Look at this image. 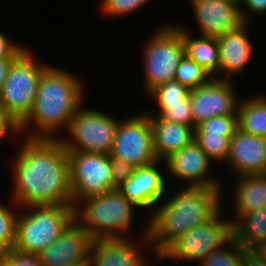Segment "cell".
<instances>
[{
    "label": "cell",
    "instance_id": "38",
    "mask_svg": "<svg viewBox=\"0 0 266 266\" xmlns=\"http://www.w3.org/2000/svg\"><path fill=\"white\" fill-rule=\"evenodd\" d=\"M11 133H19V126L14 120H0V142H2L7 136H10L9 134Z\"/></svg>",
    "mask_w": 266,
    "mask_h": 266
},
{
    "label": "cell",
    "instance_id": "28",
    "mask_svg": "<svg viewBox=\"0 0 266 266\" xmlns=\"http://www.w3.org/2000/svg\"><path fill=\"white\" fill-rule=\"evenodd\" d=\"M158 113L147 112L149 116H159L163 120L184 124L196 128L193 120L191 99L189 94L182 100V103L157 104Z\"/></svg>",
    "mask_w": 266,
    "mask_h": 266
},
{
    "label": "cell",
    "instance_id": "4",
    "mask_svg": "<svg viewBox=\"0 0 266 266\" xmlns=\"http://www.w3.org/2000/svg\"><path fill=\"white\" fill-rule=\"evenodd\" d=\"M134 207L119 189H113L79 202L74 219H80L78 223L93 239H128L125 232L130 229Z\"/></svg>",
    "mask_w": 266,
    "mask_h": 266
},
{
    "label": "cell",
    "instance_id": "2",
    "mask_svg": "<svg viewBox=\"0 0 266 266\" xmlns=\"http://www.w3.org/2000/svg\"><path fill=\"white\" fill-rule=\"evenodd\" d=\"M221 192L216 187H182L153 209L143 243L152 247L150 250L156 256L160 255L178 237L206 222L222 208Z\"/></svg>",
    "mask_w": 266,
    "mask_h": 266
},
{
    "label": "cell",
    "instance_id": "22",
    "mask_svg": "<svg viewBox=\"0 0 266 266\" xmlns=\"http://www.w3.org/2000/svg\"><path fill=\"white\" fill-rule=\"evenodd\" d=\"M182 37L185 44V54L203 67L212 77L219 75L220 51L217 38L200 36L194 38L189 30L182 27Z\"/></svg>",
    "mask_w": 266,
    "mask_h": 266
},
{
    "label": "cell",
    "instance_id": "12",
    "mask_svg": "<svg viewBox=\"0 0 266 266\" xmlns=\"http://www.w3.org/2000/svg\"><path fill=\"white\" fill-rule=\"evenodd\" d=\"M232 82L213 77L208 83L190 90L189 97L196 126L212 117L238 115L239 99L236 98Z\"/></svg>",
    "mask_w": 266,
    "mask_h": 266
},
{
    "label": "cell",
    "instance_id": "19",
    "mask_svg": "<svg viewBox=\"0 0 266 266\" xmlns=\"http://www.w3.org/2000/svg\"><path fill=\"white\" fill-rule=\"evenodd\" d=\"M248 24L244 23L236 30L230 31L223 36L217 37L220 51L219 73L226 75L214 77L231 80L232 76L239 75L244 71L252 56V44L248 37ZM231 77V78H230Z\"/></svg>",
    "mask_w": 266,
    "mask_h": 266
},
{
    "label": "cell",
    "instance_id": "9",
    "mask_svg": "<svg viewBox=\"0 0 266 266\" xmlns=\"http://www.w3.org/2000/svg\"><path fill=\"white\" fill-rule=\"evenodd\" d=\"M81 107L75 112L67 130L71 138L60 137L66 151L109 155L118 121L106 113Z\"/></svg>",
    "mask_w": 266,
    "mask_h": 266
},
{
    "label": "cell",
    "instance_id": "30",
    "mask_svg": "<svg viewBox=\"0 0 266 266\" xmlns=\"http://www.w3.org/2000/svg\"><path fill=\"white\" fill-rule=\"evenodd\" d=\"M190 90L176 80L168 81L156 86L148 95L155 99L157 104L182 103Z\"/></svg>",
    "mask_w": 266,
    "mask_h": 266
},
{
    "label": "cell",
    "instance_id": "14",
    "mask_svg": "<svg viewBox=\"0 0 266 266\" xmlns=\"http://www.w3.org/2000/svg\"><path fill=\"white\" fill-rule=\"evenodd\" d=\"M195 12L200 36L220 37L236 30L245 22L239 1L189 0Z\"/></svg>",
    "mask_w": 266,
    "mask_h": 266
},
{
    "label": "cell",
    "instance_id": "26",
    "mask_svg": "<svg viewBox=\"0 0 266 266\" xmlns=\"http://www.w3.org/2000/svg\"><path fill=\"white\" fill-rule=\"evenodd\" d=\"M227 247H226V246ZM227 249H226V248ZM244 248L232 236L225 244L208 254L201 262L202 266H242Z\"/></svg>",
    "mask_w": 266,
    "mask_h": 266
},
{
    "label": "cell",
    "instance_id": "13",
    "mask_svg": "<svg viewBox=\"0 0 266 266\" xmlns=\"http://www.w3.org/2000/svg\"><path fill=\"white\" fill-rule=\"evenodd\" d=\"M94 239L73 219L38 256L42 266H74L89 259Z\"/></svg>",
    "mask_w": 266,
    "mask_h": 266
},
{
    "label": "cell",
    "instance_id": "15",
    "mask_svg": "<svg viewBox=\"0 0 266 266\" xmlns=\"http://www.w3.org/2000/svg\"><path fill=\"white\" fill-rule=\"evenodd\" d=\"M210 162L207 154L193 141L173 153L163 164L165 163V169L169 173L167 175H172L180 181H189L185 186L221 188V181L208 177Z\"/></svg>",
    "mask_w": 266,
    "mask_h": 266
},
{
    "label": "cell",
    "instance_id": "7",
    "mask_svg": "<svg viewBox=\"0 0 266 266\" xmlns=\"http://www.w3.org/2000/svg\"><path fill=\"white\" fill-rule=\"evenodd\" d=\"M144 86L149 93L156 86L172 81L180 60L185 55L182 28L163 25L154 32L144 48Z\"/></svg>",
    "mask_w": 266,
    "mask_h": 266
},
{
    "label": "cell",
    "instance_id": "8",
    "mask_svg": "<svg viewBox=\"0 0 266 266\" xmlns=\"http://www.w3.org/2000/svg\"><path fill=\"white\" fill-rule=\"evenodd\" d=\"M221 208L206 222L173 241L158 258L201 262L232 236V219L222 218Z\"/></svg>",
    "mask_w": 266,
    "mask_h": 266
},
{
    "label": "cell",
    "instance_id": "23",
    "mask_svg": "<svg viewBox=\"0 0 266 266\" xmlns=\"http://www.w3.org/2000/svg\"><path fill=\"white\" fill-rule=\"evenodd\" d=\"M233 237L246 250L266 242V207L242 214L232 224Z\"/></svg>",
    "mask_w": 266,
    "mask_h": 266
},
{
    "label": "cell",
    "instance_id": "39",
    "mask_svg": "<svg viewBox=\"0 0 266 266\" xmlns=\"http://www.w3.org/2000/svg\"><path fill=\"white\" fill-rule=\"evenodd\" d=\"M16 58H0V90L8 76L9 68Z\"/></svg>",
    "mask_w": 266,
    "mask_h": 266
},
{
    "label": "cell",
    "instance_id": "36",
    "mask_svg": "<svg viewBox=\"0 0 266 266\" xmlns=\"http://www.w3.org/2000/svg\"><path fill=\"white\" fill-rule=\"evenodd\" d=\"M240 7L242 4L248 9L240 8L241 16L244 22L248 23L247 12L251 11L254 14H265L266 13V0H239Z\"/></svg>",
    "mask_w": 266,
    "mask_h": 266
},
{
    "label": "cell",
    "instance_id": "11",
    "mask_svg": "<svg viewBox=\"0 0 266 266\" xmlns=\"http://www.w3.org/2000/svg\"><path fill=\"white\" fill-rule=\"evenodd\" d=\"M109 156L122 159L135 168L157 161L153 149V130L147 112L118 121Z\"/></svg>",
    "mask_w": 266,
    "mask_h": 266
},
{
    "label": "cell",
    "instance_id": "17",
    "mask_svg": "<svg viewBox=\"0 0 266 266\" xmlns=\"http://www.w3.org/2000/svg\"><path fill=\"white\" fill-rule=\"evenodd\" d=\"M136 168L134 175L126 181L119 190L125 197L138 208H149L155 206L164 197L166 192L165 175L158 169V163Z\"/></svg>",
    "mask_w": 266,
    "mask_h": 266
},
{
    "label": "cell",
    "instance_id": "43",
    "mask_svg": "<svg viewBox=\"0 0 266 266\" xmlns=\"http://www.w3.org/2000/svg\"><path fill=\"white\" fill-rule=\"evenodd\" d=\"M74 266H91V262L89 259H87L86 261H83L82 263Z\"/></svg>",
    "mask_w": 266,
    "mask_h": 266
},
{
    "label": "cell",
    "instance_id": "24",
    "mask_svg": "<svg viewBox=\"0 0 266 266\" xmlns=\"http://www.w3.org/2000/svg\"><path fill=\"white\" fill-rule=\"evenodd\" d=\"M238 128L266 138V96H252L238 102Z\"/></svg>",
    "mask_w": 266,
    "mask_h": 266
},
{
    "label": "cell",
    "instance_id": "42",
    "mask_svg": "<svg viewBox=\"0 0 266 266\" xmlns=\"http://www.w3.org/2000/svg\"><path fill=\"white\" fill-rule=\"evenodd\" d=\"M0 120H13L6 112L4 105L0 102Z\"/></svg>",
    "mask_w": 266,
    "mask_h": 266
},
{
    "label": "cell",
    "instance_id": "31",
    "mask_svg": "<svg viewBox=\"0 0 266 266\" xmlns=\"http://www.w3.org/2000/svg\"><path fill=\"white\" fill-rule=\"evenodd\" d=\"M13 209L0 202V240L5 241L11 248L16 242L18 216Z\"/></svg>",
    "mask_w": 266,
    "mask_h": 266
},
{
    "label": "cell",
    "instance_id": "40",
    "mask_svg": "<svg viewBox=\"0 0 266 266\" xmlns=\"http://www.w3.org/2000/svg\"><path fill=\"white\" fill-rule=\"evenodd\" d=\"M11 249L5 241L0 240V266L4 265Z\"/></svg>",
    "mask_w": 266,
    "mask_h": 266
},
{
    "label": "cell",
    "instance_id": "1",
    "mask_svg": "<svg viewBox=\"0 0 266 266\" xmlns=\"http://www.w3.org/2000/svg\"><path fill=\"white\" fill-rule=\"evenodd\" d=\"M12 165L14 205H72L70 163L61 139L27 138Z\"/></svg>",
    "mask_w": 266,
    "mask_h": 266
},
{
    "label": "cell",
    "instance_id": "18",
    "mask_svg": "<svg viewBox=\"0 0 266 266\" xmlns=\"http://www.w3.org/2000/svg\"><path fill=\"white\" fill-rule=\"evenodd\" d=\"M133 241L129 238L94 239L89 253L91 266H148V259Z\"/></svg>",
    "mask_w": 266,
    "mask_h": 266
},
{
    "label": "cell",
    "instance_id": "3",
    "mask_svg": "<svg viewBox=\"0 0 266 266\" xmlns=\"http://www.w3.org/2000/svg\"><path fill=\"white\" fill-rule=\"evenodd\" d=\"M81 82L75 75L49 65L40 78L32 111L19 125V134L25 131L29 132L27 138L54 139L58 129L65 128L67 132L72 117L83 104ZM31 123L36 125L34 130Z\"/></svg>",
    "mask_w": 266,
    "mask_h": 266
},
{
    "label": "cell",
    "instance_id": "34",
    "mask_svg": "<svg viewBox=\"0 0 266 266\" xmlns=\"http://www.w3.org/2000/svg\"><path fill=\"white\" fill-rule=\"evenodd\" d=\"M3 266H42V264L38 255L23 253L12 248Z\"/></svg>",
    "mask_w": 266,
    "mask_h": 266
},
{
    "label": "cell",
    "instance_id": "29",
    "mask_svg": "<svg viewBox=\"0 0 266 266\" xmlns=\"http://www.w3.org/2000/svg\"><path fill=\"white\" fill-rule=\"evenodd\" d=\"M237 128L238 115L216 116L199 123L194 130V134L233 136Z\"/></svg>",
    "mask_w": 266,
    "mask_h": 266
},
{
    "label": "cell",
    "instance_id": "33",
    "mask_svg": "<svg viewBox=\"0 0 266 266\" xmlns=\"http://www.w3.org/2000/svg\"><path fill=\"white\" fill-rule=\"evenodd\" d=\"M113 188L119 189L126 181L134 175L136 168L126 161L110 156Z\"/></svg>",
    "mask_w": 266,
    "mask_h": 266
},
{
    "label": "cell",
    "instance_id": "25",
    "mask_svg": "<svg viewBox=\"0 0 266 266\" xmlns=\"http://www.w3.org/2000/svg\"><path fill=\"white\" fill-rule=\"evenodd\" d=\"M212 78L208 71L185 54L176 69L174 80L191 90L208 83Z\"/></svg>",
    "mask_w": 266,
    "mask_h": 266
},
{
    "label": "cell",
    "instance_id": "6",
    "mask_svg": "<svg viewBox=\"0 0 266 266\" xmlns=\"http://www.w3.org/2000/svg\"><path fill=\"white\" fill-rule=\"evenodd\" d=\"M47 67L26 48L9 68L0 90V102L18 126L32 111L40 78Z\"/></svg>",
    "mask_w": 266,
    "mask_h": 266
},
{
    "label": "cell",
    "instance_id": "27",
    "mask_svg": "<svg viewBox=\"0 0 266 266\" xmlns=\"http://www.w3.org/2000/svg\"><path fill=\"white\" fill-rule=\"evenodd\" d=\"M232 136L215 134H194L195 143L207 154L212 161H227Z\"/></svg>",
    "mask_w": 266,
    "mask_h": 266
},
{
    "label": "cell",
    "instance_id": "21",
    "mask_svg": "<svg viewBox=\"0 0 266 266\" xmlns=\"http://www.w3.org/2000/svg\"><path fill=\"white\" fill-rule=\"evenodd\" d=\"M233 191L236 219L244 213H251L266 207V173L248 174L237 178Z\"/></svg>",
    "mask_w": 266,
    "mask_h": 266
},
{
    "label": "cell",
    "instance_id": "32",
    "mask_svg": "<svg viewBox=\"0 0 266 266\" xmlns=\"http://www.w3.org/2000/svg\"><path fill=\"white\" fill-rule=\"evenodd\" d=\"M148 0H102L101 10L107 16L120 17L143 7Z\"/></svg>",
    "mask_w": 266,
    "mask_h": 266
},
{
    "label": "cell",
    "instance_id": "41",
    "mask_svg": "<svg viewBox=\"0 0 266 266\" xmlns=\"http://www.w3.org/2000/svg\"><path fill=\"white\" fill-rule=\"evenodd\" d=\"M254 251L257 252L264 261H266V242L260 244L257 248L254 249Z\"/></svg>",
    "mask_w": 266,
    "mask_h": 266
},
{
    "label": "cell",
    "instance_id": "16",
    "mask_svg": "<svg viewBox=\"0 0 266 266\" xmlns=\"http://www.w3.org/2000/svg\"><path fill=\"white\" fill-rule=\"evenodd\" d=\"M226 163L236 177L266 173V138L243 132L237 128L230 142Z\"/></svg>",
    "mask_w": 266,
    "mask_h": 266
},
{
    "label": "cell",
    "instance_id": "5",
    "mask_svg": "<svg viewBox=\"0 0 266 266\" xmlns=\"http://www.w3.org/2000/svg\"><path fill=\"white\" fill-rule=\"evenodd\" d=\"M18 216L14 249L38 255L52 244L74 219L72 205H33Z\"/></svg>",
    "mask_w": 266,
    "mask_h": 266
},
{
    "label": "cell",
    "instance_id": "20",
    "mask_svg": "<svg viewBox=\"0 0 266 266\" xmlns=\"http://www.w3.org/2000/svg\"><path fill=\"white\" fill-rule=\"evenodd\" d=\"M153 130V149L158 161H165L176 151L194 141V128L149 116Z\"/></svg>",
    "mask_w": 266,
    "mask_h": 266
},
{
    "label": "cell",
    "instance_id": "35",
    "mask_svg": "<svg viewBox=\"0 0 266 266\" xmlns=\"http://www.w3.org/2000/svg\"><path fill=\"white\" fill-rule=\"evenodd\" d=\"M25 49L26 47L10 41L0 32V58H17Z\"/></svg>",
    "mask_w": 266,
    "mask_h": 266
},
{
    "label": "cell",
    "instance_id": "37",
    "mask_svg": "<svg viewBox=\"0 0 266 266\" xmlns=\"http://www.w3.org/2000/svg\"><path fill=\"white\" fill-rule=\"evenodd\" d=\"M242 266H266V261L254 250L244 249L242 254Z\"/></svg>",
    "mask_w": 266,
    "mask_h": 266
},
{
    "label": "cell",
    "instance_id": "10",
    "mask_svg": "<svg viewBox=\"0 0 266 266\" xmlns=\"http://www.w3.org/2000/svg\"><path fill=\"white\" fill-rule=\"evenodd\" d=\"M70 163L72 206L113 190L110 156L91 152H67Z\"/></svg>",
    "mask_w": 266,
    "mask_h": 266
}]
</instances>
